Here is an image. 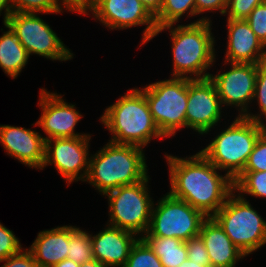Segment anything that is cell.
<instances>
[{"mask_svg": "<svg viewBox=\"0 0 266 267\" xmlns=\"http://www.w3.org/2000/svg\"><path fill=\"white\" fill-rule=\"evenodd\" d=\"M80 267H106V266L100 263L98 260L92 259L90 261L80 264Z\"/></svg>", "mask_w": 266, "mask_h": 267, "instance_id": "ab89813d", "label": "cell"}, {"mask_svg": "<svg viewBox=\"0 0 266 267\" xmlns=\"http://www.w3.org/2000/svg\"><path fill=\"white\" fill-rule=\"evenodd\" d=\"M233 183L234 191L239 192V196L249 194L266 198V171H242Z\"/></svg>", "mask_w": 266, "mask_h": 267, "instance_id": "d4e9b609", "label": "cell"}, {"mask_svg": "<svg viewBox=\"0 0 266 267\" xmlns=\"http://www.w3.org/2000/svg\"><path fill=\"white\" fill-rule=\"evenodd\" d=\"M243 171H266V130L257 139Z\"/></svg>", "mask_w": 266, "mask_h": 267, "instance_id": "f1b7e54d", "label": "cell"}, {"mask_svg": "<svg viewBox=\"0 0 266 267\" xmlns=\"http://www.w3.org/2000/svg\"><path fill=\"white\" fill-rule=\"evenodd\" d=\"M173 197L182 199L206 217H212L234 191L233 180L217 169L200 152L189 158L165 154Z\"/></svg>", "mask_w": 266, "mask_h": 267, "instance_id": "6da1fadb", "label": "cell"}, {"mask_svg": "<svg viewBox=\"0 0 266 267\" xmlns=\"http://www.w3.org/2000/svg\"><path fill=\"white\" fill-rule=\"evenodd\" d=\"M229 64H231L229 71L217 75L210 74L209 78L215 84L222 106L234 105L240 110L238 116H244L253 101L258 64L234 62Z\"/></svg>", "mask_w": 266, "mask_h": 267, "instance_id": "5bb4252c", "label": "cell"}, {"mask_svg": "<svg viewBox=\"0 0 266 267\" xmlns=\"http://www.w3.org/2000/svg\"><path fill=\"white\" fill-rule=\"evenodd\" d=\"M5 24L16 34L29 56L37 54L64 62L73 58L70 49L37 13L12 12Z\"/></svg>", "mask_w": 266, "mask_h": 267, "instance_id": "30bf717a", "label": "cell"}, {"mask_svg": "<svg viewBox=\"0 0 266 267\" xmlns=\"http://www.w3.org/2000/svg\"><path fill=\"white\" fill-rule=\"evenodd\" d=\"M199 236L204 241L211 267H235L237 261L245 256L213 217L203 221Z\"/></svg>", "mask_w": 266, "mask_h": 267, "instance_id": "d6986e66", "label": "cell"}, {"mask_svg": "<svg viewBox=\"0 0 266 267\" xmlns=\"http://www.w3.org/2000/svg\"><path fill=\"white\" fill-rule=\"evenodd\" d=\"M178 267H211V266H201L199 265V263L197 262H193L191 260H189L188 258L182 263L180 264Z\"/></svg>", "mask_w": 266, "mask_h": 267, "instance_id": "60d3db41", "label": "cell"}, {"mask_svg": "<svg viewBox=\"0 0 266 267\" xmlns=\"http://www.w3.org/2000/svg\"><path fill=\"white\" fill-rule=\"evenodd\" d=\"M245 20L261 43L266 47V1L257 5Z\"/></svg>", "mask_w": 266, "mask_h": 267, "instance_id": "f546056e", "label": "cell"}, {"mask_svg": "<svg viewBox=\"0 0 266 267\" xmlns=\"http://www.w3.org/2000/svg\"><path fill=\"white\" fill-rule=\"evenodd\" d=\"M68 249V226L66 225L40 231L28 250L40 267H52L67 259Z\"/></svg>", "mask_w": 266, "mask_h": 267, "instance_id": "ffe728a7", "label": "cell"}, {"mask_svg": "<svg viewBox=\"0 0 266 267\" xmlns=\"http://www.w3.org/2000/svg\"><path fill=\"white\" fill-rule=\"evenodd\" d=\"M68 255L67 259L82 264L94 259L91 236L76 226H68Z\"/></svg>", "mask_w": 266, "mask_h": 267, "instance_id": "603a6c76", "label": "cell"}, {"mask_svg": "<svg viewBox=\"0 0 266 267\" xmlns=\"http://www.w3.org/2000/svg\"><path fill=\"white\" fill-rule=\"evenodd\" d=\"M147 167L143 148L109 141L90 156L85 181L104 196L118 187L145 180Z\"/></svg>", "mask_w": 266, "mask_h": 267, "instance_id": "3957f363", "label": "cell"}, {"mask_svg": "<svg viewBox=\"0 0 266 267\" xmlns=\"http://www.w3.org/2000/svg\"><path fill=\"white\" fill-rule=\"evenodd\" d=\"M159 257L163 267H178L187 259V246L179 238L142 236L141 237Z\"/></svg>", "mask_w": 266, "mask_h": 267, "instance_id": "7402d4cb", "label": "cell"}, {"mask_svg": "<svg viewBox=\"0 0 266 267\" xmlns=\"http://www.w3.org/2000/svg\"><path fill=\"white\" fill-rule=\"evenodd\" d=\"M228 41L226 63L260 64L266 61V47L245 19L227 18Z\"/></svg>", "mask_w": 266, "mask_h": 267, "instance_id": "e0dca14e", "label": "cell"}, {"mask_svg": "<svg viewBox=\"0 0 266 267\" xmlns=\"http://www.w3.org/2000/svg\"><path fill=\"white\" fill-rule=\"evenodd\" d=\"M148 11L155 17L162 8L164 0H140Z\"/></svg>", "mask_w": 266, "mask_h": 267, "instance_id": "8d00e7d4", "label": "cell"}, {"mask_svg": "<svg viewBox=\"0 0 266 267\" xmlns=\"http://www.w3.org/2000/svg\"><path fill=\"white\" fill-rule=\"evenodd\" d=\"M62 1V4H61ZM56 0L60 9L66 8L70 12H77L83 15H89L95 3V0ZM63 6V7H61Z\"/></svg>", "mask_w": 266, "mask_h": 267, "instance_id": "e575fe53", "label": "cell"}, {"mask_svg": "<svg viewBox=\"0 0 266 267\" xmlns=\"http://www.w3.org/2000/svg\"><path fill=\"white\" fill-rule=\"evenodd\" d=\"M52 267H80V264H77L69 259H64L63 261L53 265Z\"/></svg>", "mask_w": 266, "mask_h": 267, "instance_id": "f35d334b", "label": "cell"}, {"mask_svg": "<svg viewBox=\"0 0 266 267\" xmlns=\"http://www.w3.org/2000/svg\"><path fill=\"white\" fill-rule=\"evenodd\" d=\"M1 262H5L1 267H40L27 248Z\"/></svg>", "mask_w": 266, "mask_h": 267, "instance_id": "836d02e7", "label": "cell"}, {"mask_svg": "<svg viewBox=\"0 0 266 267\" xmlns=\"http://www.w3.org/2000/svg\"><path fill=\"white\" fill-rule=\"evenodd\" d=\"M103 113L100 121L112 135L110 142L144 148L154 137L165 138L151 115L141 88L128 90Z\"/></svg>", "mask_w": 266, "mask_h": 267, "instance_id": "277c9868", "label": "cell"}, {"mask_svg": "<svg viewBox=\"0 0 266 267\" xmlns=\"http://www.w3.org/2000/svg\"><path fill=\"white\" fill-rule=\"evenodd\" d=\"M90 139L91 136H82L46 140L42 169L49 164H54L55 169L68 185L74 180L85 182L89 170Z\"/></svg>", "mask_w": 266, "mask_h": 267, "instance_id": "8fae6325", "label": "cell"}, {"mask_svg": "<svg viewBox=\"0 0 266 267\" xmlns=\"http://www.w3.org/2000/svg\"><path fill=\"white\" fill-rule=\"evenodd\" d=\"M187 246V258L201 266H211L210 258L204 241L200 236L185 241Z\"/></svg>", "mask_w": 266, "mask_h": 267, "instance_id": "d6a6232c", "label": "cell"}, {"mask_svg": "<svg viewBox=\"0 0 266 267\" xmlns=\"http://www.w3.org/2000/svg\"><path fill=\"white\" fill-rule=\"evenodd\" d=\"M211 23L209 17H203L175 28L174 24L157 28L155 36L166 29L170 30L174 66L172 77L203 79L210 76L207 70L215 62L216 55Z\"/></svg>", "mask_w": 266, "mask_h": 267, "instance_id": "7a4b0ae2", "label": "cell"}, {"mask_svg": "<svg viewBox=\"0 0 266 267\" xmlns=\"http://www.w3.org/2000/svg\"><path fill=\"white\" fill-rule=\"evenodd\" d=\"M186 12L189 17L196 15L195 0H164L160 12L155 16L157 28L179 22Z\"/></svg>", "mask_w": 266, "mask_h": 267, "instance_id": "cb8c5ba5", "label": "cell"}, {"mask_svg": "<svg viewBox=\"0 0 266 267\" xmlns=\"http://www.w3.org/2000/svg\"><path fill=\"white\" fill-rule=\"evenodd\" d=\"M222 104L215 84L207 77L203 79L188 78V101L186 111V128L199 134H208L220 121Z\"/></svg>", "mask_w": 266, "mask_h": 267, "instance_id": "4fadbf2b", "label": "cell"}, {"mask_svg": "<svg viewBox=\"0 0 266 267\" xmlns=\"http://www.w3.org/2000/svg\"><path fill=\"white\" fill-rule=\"evenodd\" d=\"M0 143L7 155L28 167L42 170L45 160V139L35 130L0 125Z\"/></svg>", "mask_w": 266, "mask_h": 267, "instance_id": "2e32d148", "label": "cell"}, {"mask_svg": "<svg viewBox=\"0 0 266 267\" xmlns=\"http://www.w3.org/2000/svg\"><path fill=\"white\" fill-rule=\"evenodd\" d=\"M62 95L41 89L39 105L42 109L40 119L35 123L44 131L45 141L54 138H74L90 136L75 133L74 128L83 117L75 108L62 99Z\"/></svg>", "mask_w": 266, "mask_h": 267, "instance_id": "9a60e30c", "label": "cell"}, {"mask_svg": "<svg viewBox=\"0 0 266 267\" xmlns=\"http://www.w3.org/2000/svg\"><path fill=\"white\" fill-rule=\"evenodd\" d=\"M264 1L266 0H229L225 14L230 19H246L252 10Z\"/></svg>", "mask_w": 266, "mask_h": 267, "instance_id": "1f68e13d", "label": "cell"}, {"mask_svg": "<svg viewBox=\"0 0 266 267\" xmlns=\"http://www.w3.org/2000/svg\"><path fill=\"white\" fill-rule=\"evenodd\" d=\"M265 130L266 124L236 116L228 128L199 152L234 180L243 171L257 139Z\"/></svg>", "mask_w": 266, "mask_h": 267, "instance_id": "5b68a950", "label": "cell"}, {"mask_svg": "<svg viewBox=\"0 0 266 267\" xmlns=\"http://www.w3.org/2000/svg\"><path fill=\"white\" fill-rule=\"evenodd\" d=\"M253 100H257L260 114L253 115L248 111L243 117L264 124L262 118L264 116L266 120V61L258 64Z\"/></svg>", "mask_w": 266, "mask_h": 267, "instance_id": "4316f807", "label": "cell"}, {"mask_svg": "<svg viewBox=\"0 0 266 267\" xmlns=\"http://www.w3.org/2000/svg\"><path fill=\"white\" fill-rule=\"evenodd\" d=\"M132 246L124 267H163L159 257L140 237Z\"/></svg>", "mask_w": 266, "mask_h": 267, "instance_id": "484cf974", "label": "cell"}, {"mask_svg": "<svg viewBox=\"0 0 266 267\" xmlns=\"http://www.w3.org/2000/svg\"><path fill=\"white\" fill-rule=\"evenodd\" d=\"M233 191L212 216L245 256L266 244V221L244 196Z\"/></svg>", "mask_w": 266, "mask_h": 267, "instance_id": "8992f818", "label": "cell"}, {"mask_svg": "<svg viewBox=\"0 0 266 267\" xmlns=\"http://www.w3.org/2000/svg\"><path fill=\"white\" fill-rule=\"evenodd\" d=\"M91 12L95 19L112 30L146 25L140 45L155 37V17L140 0H95Z\"/></svg>", "mask_w": 266, "mask_h": 267, "instance_id": "7c38bea8", "label": "cell"}, {"mask_svg": "<svg viewBox=\"0 0 266 267\" xmlns=\"http://www.w3.org/2000/svg\"><path fill=\"white\" fill-rule=\"evenodd\" d=\"M22 245L12 230L0 223V262L6 258L19 253Z\"/></svg>", "mask_w": 266, "mask_h": 267, "instance_id": "4dcf8cb0", "label": "cell"}, {"mask_svg": "<svg viewBox=\"0 0 266 267\" xmlns=\"http://www.w3.org/2000/svg\"><path fill=\"white\" fill-rule=\"evenodd\" d=\"M149 176L131 185H124L105 195L109 203L110 226L133 232L141 237L147 232L154 201L148 190ZM144 233V234H143Z\"/></svg>", "mask_w": 266, "mask_h": 267, "instance_id": "ba28073f", "label": "cell"}, {"mask_svg": "<svg viewBox=\"0 0 266 267\" xmlns=\"http://www.w3.org/2000/svg\"><path fill=\"white\" fill-rule=\"evenodd\" d=\"M5 11L4 12V20H3V23L5 24L7 18L11 15L12 13V8H11V3H10V0H0V15L2 13V11Z\"/></svg>", "mask_w": 266, "mask_h": 267, "instance_id": "74e56055", "label": "cell"}, {"mask_svg": "<svg viewBox=\"0 0 266 267\" xmlns=\"http://www.w3.org/2000/svg\"><path fill=\"white\" fill-rule=\"evenodd\" d=\"M141 91L156 125L165 137L175 136L180 128H186L188 78L172 77L157 81Z\"/></svg>", "mask_w": 266, "mask_h": 267, "instance_id": "52a82bcc", "label": "cell"}, {"mask_svg": "<svg viewBox=\"0 0 266 267\" xmlns=\"http://www.w3.org/2000/svg\"><path fill=\"white\" fill-rule=\"evenodd\" d=\"M206 218L201 211L168 192L155 208L153 203L150 224L143 236L172 237L187 241L199 236Z\"/></svg>", "mask_w": 266, "mask_h": 267, "instance_id": "9c48e42d", "label": "cell"}, {"mask_svg": "<svg viewBox=\"0 0 266 267\" xmlns=\"http://www.w3.org/2000/svg\"><path fill=\"white\" fill-rule=\"evenodd\" d=\"M90 236L94 259L106 267H124L132 246L139 239L133 232L110 225Z\"/></svg>", "mask_w": 266, "mask_h": 267, "instance_id": "ac0fdd59", "label": "cell"}, {"mask_svg": "<svg viewBox=\"0 0 266 267\" xmlns=\"http://www.w3.org/2000/svg\"><path fill=\"white\" fill-rule=\"evenodd\" d=\"M12 12L22 13H61L56 0H10Z\"/></svg>", "mask_w": 266, "mask_h": 267, "instance_id": "83f0119b", "label": "cell"}, {"mask_svg": "<svg viewBox=\"0 0 266 267\" xmlns=\"http://www.w3.org/2000/svg\"><path fill=\"white\" fill-rule=\"evenodd\" d=\"M229 0H195L196 15L206 11L219 10L221 15H225Z\"/></svg>", "mask_w": 266, "mask_h": 267, "instance_id": "d590c367", "label": "cell"}, {"mask_svg": "<svg viewBox=\"0 0 266 267\" xmlns=\"http://www.w3.org/2000/svg\"><path fill=\"white\" fill-rule=\"evenodd\" d=\"M4 26L8 30L0 36V67L5 74L15 79L30 56L11 28L6 24Z\"/></svg>", "mask_w": 266, "mask_h": 267, "instance_id": "44dd1931", "label": "cell"}]
</instances>
